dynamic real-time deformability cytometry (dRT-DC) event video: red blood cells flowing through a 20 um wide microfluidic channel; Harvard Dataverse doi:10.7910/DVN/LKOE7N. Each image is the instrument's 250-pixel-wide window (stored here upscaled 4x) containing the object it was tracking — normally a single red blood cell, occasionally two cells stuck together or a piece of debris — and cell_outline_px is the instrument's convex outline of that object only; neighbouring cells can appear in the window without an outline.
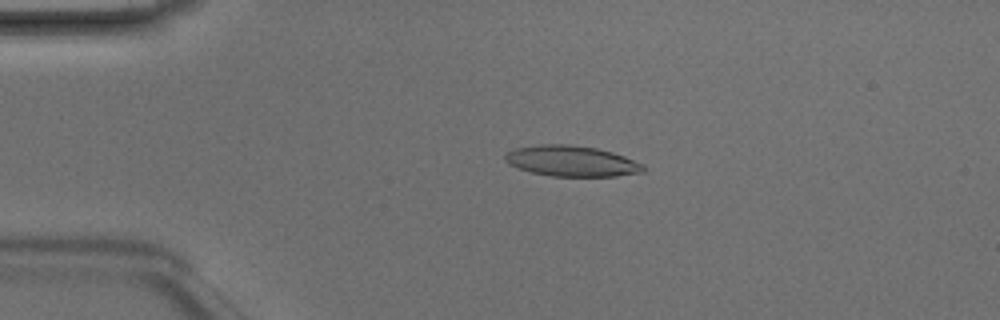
{"species": "Egyptian fruit bat (a non-hibernating species)", "species_latin": "Rousettus aegyptiacus", "temperature_condition": "room temperature", "stored_images_in_passage": 42, "camera_frame_rate_fps": 3000, "um_per_image_px": 0.085, "animal": {"sex": "male"}, "frame": {"image": 1, "passage_image": 5, "time_ms": 1.333, "image_size_px": [1000, 320], "cell_outline_px": [[648, 168], [644, 172], [616, 176], [552, 176], [532, 172], [516, 168], [508, 164], [504, 160], [504, 156], [508, 152], [516, 148], [536, 144], [568, 144], [596, 148], [612, 152], [624, 156], [644, 164]], "centroid_in_image_um": [48.6, 13.69], "position_along_channel_um": 36.4, "area_um2": 24.91}}
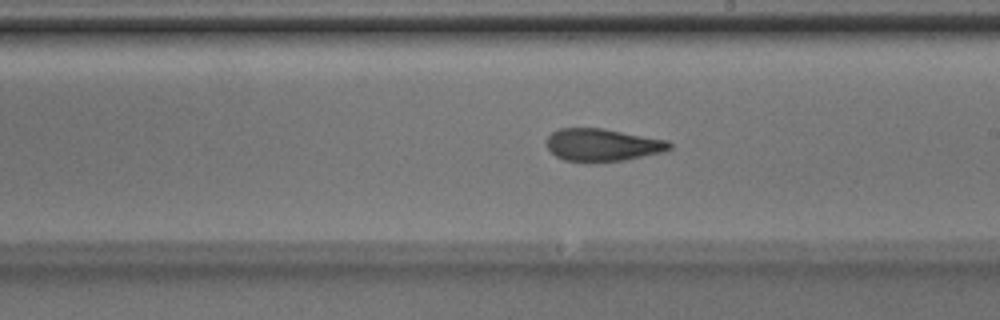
{"frame": {"image": 2, "passage_image": 22, "time_ms": 7.0, "image_size_px": [1000, 320], "cell_outline_px": [[672, 148], [664, 152], [624, 160], [588, 164], [564, 160], [556, 156], [548, 148], [544, 140], [552, 132], [560, 128], [604, 128], [668, 140], [672, 144]], "centroid_in_image_um": [51.2, 12.33], "position_along_channel_um": 237.8, "area_um2": 23.93}}
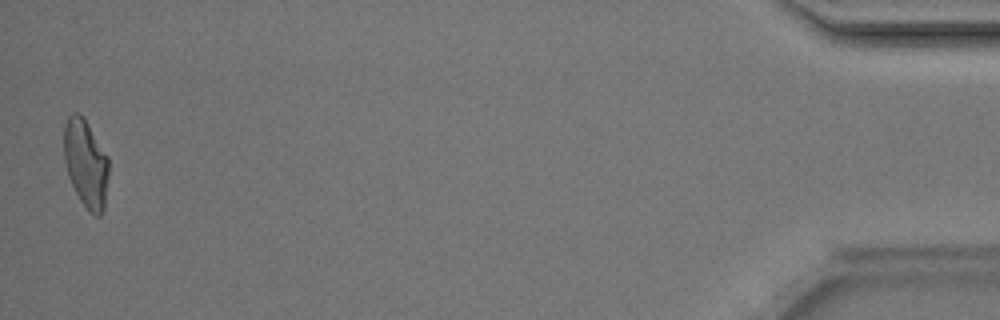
{"frame": {"image": 3, "passage_image": 42, "time_ms": 13.667, "image_size_px": [1000, 320], "cell_outline_px": [[108, 176], [104, 208], [100, 216], [96, 216], [88, 212], [80, 200], [68, 176], [64, 160], [64, 124], [68, 116], [72, 112], [76, 112], [84, 116], [108, 156]], "centroid_in_image_um": [7.29, 13.87], "position_along_channel_um": 427.9, "area_um2": 23.18}, "authors_computed_cell_mechanics": {"area_um2": 23.6691, "velocity_mm_per_s": 4.2063, "shape_relaxation_time_tau1_ms": 5.9895, "shape_relaxation_time_tau2_ms": 1.8986, "deformation_change_tau1": 0.1996, "deformation_change_tau2": 0.0986}}